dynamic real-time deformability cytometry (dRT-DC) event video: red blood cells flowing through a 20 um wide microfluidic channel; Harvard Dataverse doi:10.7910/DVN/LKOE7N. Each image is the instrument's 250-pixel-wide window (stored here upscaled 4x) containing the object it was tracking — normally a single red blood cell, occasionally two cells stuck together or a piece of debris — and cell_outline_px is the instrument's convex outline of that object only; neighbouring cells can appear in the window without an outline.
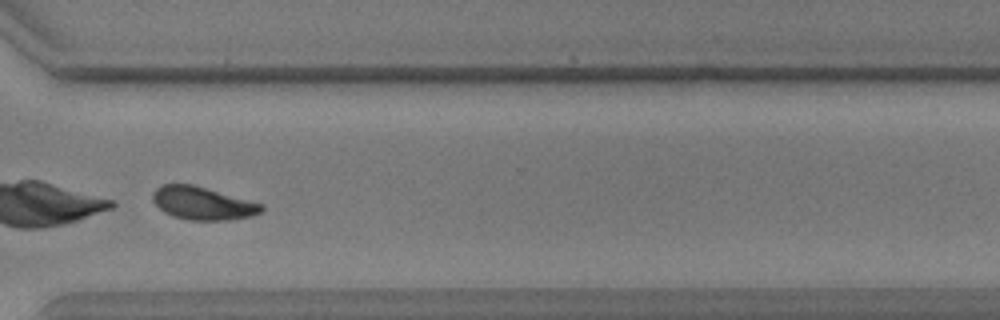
{"species": "common noctule bat (a hibernating species)", "species_latin": "Nyctalus noctula", "temperature_condition": "warm", "stored_images_in_passage": 47, "camera_frame_rate_fps": 3000, "um_per_image_px": 0.085, "animal": {"sex": "male", "body_mass_g": 17.9, "forearm_length_mm": 54.2}, "frame": {"image": 1, "passage_image": 34, "time_ms": 11.0, "image_size_px": [1000, 320], "cell_outline_px": [[264, 208], [260, 212], [252, 216], [228, 220], [188, 220], [172, 216], [164, 212], [152, 200], [152, 192], [160, 184], [192, 184], [264, 204]], "centroid_in_image_um": [17.21, 17.28], "position_along_channel_um": 353.4, "area_um2": 20.92}}